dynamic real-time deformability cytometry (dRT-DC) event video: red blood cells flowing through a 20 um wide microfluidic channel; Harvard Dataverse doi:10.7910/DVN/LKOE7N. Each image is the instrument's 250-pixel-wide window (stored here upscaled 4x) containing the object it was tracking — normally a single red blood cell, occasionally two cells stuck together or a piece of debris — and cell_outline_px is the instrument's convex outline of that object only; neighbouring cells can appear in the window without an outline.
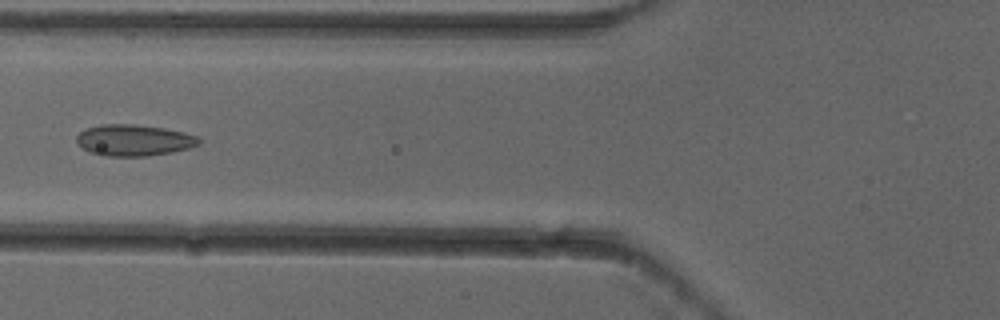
{"species": "common noctule bat (a hibernating species)", "species_latin": "Nyctalus noctula", "temperature_condition": "cold", "stored_images_in_passage": 5, "camera_frame_rate_fps": 3000, "um_per_image_px": 0.085, "animal": {"sex": "female"}, "frame": {"image": 1, "passage_image": 4, "time_ms": 1.0, "image_size_px": [1000, 320], "cell_outline_px": [[200, 144], [188, 148], [172, 152], [148, 156], [104, 156], [88, 152], [76, 140], [76, 136], [80, 132], [88, 128], [100, 124], [132, 124], [164, 128], [184, 132], [200, 136]], "centroid_in_image_um": [11.4, 11.92], "position_along_channel_um": 114.4, "area_um2": 22.37}}
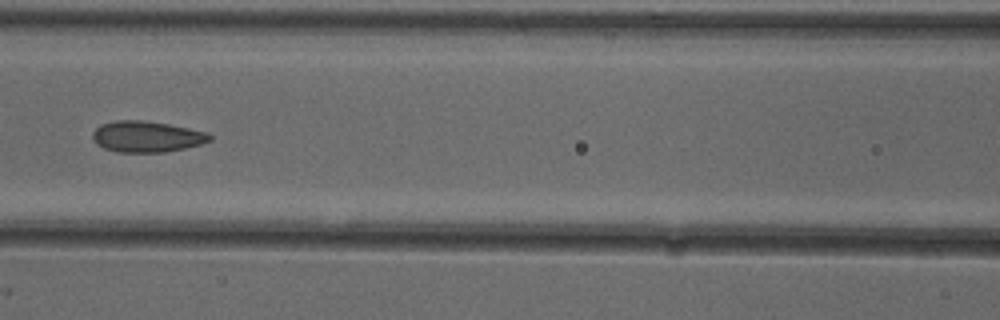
{"frame": {"image": 2, "passage_image": 5, "time_ms": 1.333, "image_size_px": [1000, 320], "cell_outline_px": [[212, 140], [200, 144], [184, 148], [164, 152], [116, 152], [104, 148], [96, 144], [92, 136], [92, 132], [100, 124], [116, 120], [140, 120], [168, 124], [208, 132], [212, 136]], "centroid_in_image_um": [12.45, 11.61], "position_along_channel_um": 154.1, "area_um2": 21.21}}